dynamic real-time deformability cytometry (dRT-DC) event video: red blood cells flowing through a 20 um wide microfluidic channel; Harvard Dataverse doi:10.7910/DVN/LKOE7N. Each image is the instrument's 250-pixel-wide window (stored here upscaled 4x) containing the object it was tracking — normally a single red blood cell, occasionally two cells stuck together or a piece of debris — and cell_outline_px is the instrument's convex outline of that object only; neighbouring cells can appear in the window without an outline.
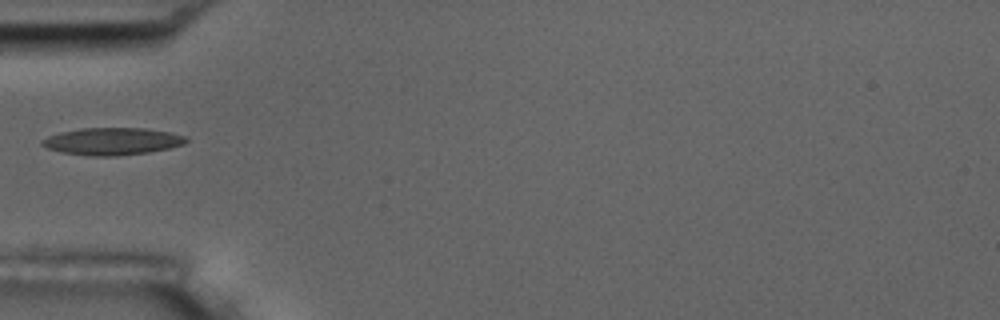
{"species": "common noctule bat (a hibernating species)", "species_latin": "Nyctalus noctula", "temperature_condition": "room temperature", "stored_images_in_passage": 6, "camera_frame_rate_fps": 3000, "um_per_image_px": 0.085, "animal": {"sex": "male", "body_mass_g": 17.5, "forearm_length_mm": 52.3}, "frame": {"image": 1, "passage_image": 5, "time_ms": 5.333, "image_size_px": [1000, 320], "cell_outline_px": [[188, 140], [184, 144], [168, 148], [148, 152], [116, 156], [92, 156], [60, 152], [48, 148], [40, 144], [40, 140], [48, 136], [60, 132], [80, 128], [144, 128], [168, 132], [184, 136]], "centroid_in_image_um": [9.49, 12.01], "position_along_channel_um": 75.5, "area_um2": 22.77}}